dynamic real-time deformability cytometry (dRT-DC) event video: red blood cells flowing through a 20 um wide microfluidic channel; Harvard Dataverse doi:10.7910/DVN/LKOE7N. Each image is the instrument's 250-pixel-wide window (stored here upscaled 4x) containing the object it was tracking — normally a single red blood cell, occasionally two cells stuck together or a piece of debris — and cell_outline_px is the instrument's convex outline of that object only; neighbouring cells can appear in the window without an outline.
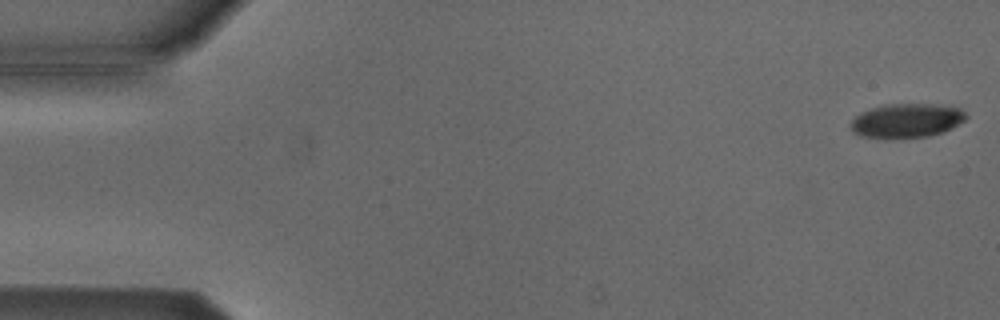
{"species": "Egyptian fruit bat (a non-hibernating species)", "species_latin": "Rousettus aegyptiacus", "temperature_condition": "cold", "stored_images_in_passage": 54, "segment_of_instrument_passage": [1, 2], "camera_frame_rate_fps": 3000, "um_per_image_px": 0.085, "animal": {"sex": "male"}, "frame": {"image": 1, "passage_image": 1, "time_ms": 0.0, "image_size_px": [1000, 320], "cell_outline_px": [[968, 116], [964, 120], [944, 132], [928, 136], [860, 136], [852, 132], [852, 120], [860, 112], [884, 104], [928, 104], [960, 108]], "centroid_in_image_um": [77.07, 10.22], "position_along_channel_um": 7.9, "area_um2": 22.2}}
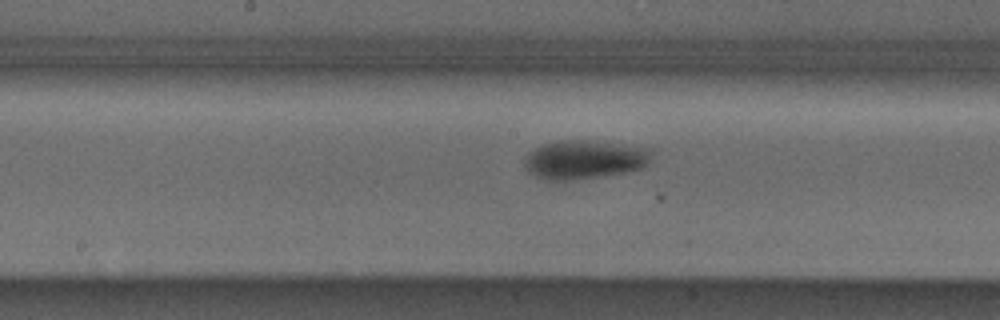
{"frame": {"image": 2, "passage_image": 27, "time_ms": 8.667, "image_size_px": [1000, 320], "cell_outline_px": [[652, 152], [648, 164], [644, 168], [624, 172], [572, 180], [548, 180], [536, 176], [528, 172], [524, 168], [524, 160], [528, 152], [544, 144], [560, 140], [580, 140], [652, 148]], "centroid_in_image_um": [49.66, 13.57], "position_along_channel_um": 198.5, "area_um2": 28.5}}
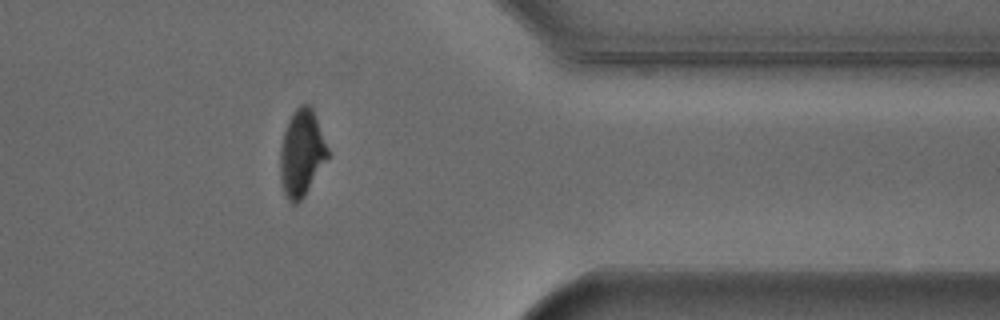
{"frame": {"image": 3, "passage_image": 43, "time_ms": 14.0, "image_size_px": [1000, 320], "cell_outline_px": [[328, 156], [304, 196], [296, 204], [292, 204], [284, 196], [280, 180], [280, 148], [284, 132], [288, 120], [292, 112], [300, 104], [308, 104], [312, 108], [328, 148]], "centroid_in_image_um": [25.6, 13.02], "position_along_channel_um": 385.8, "area_um2": 23.81}}